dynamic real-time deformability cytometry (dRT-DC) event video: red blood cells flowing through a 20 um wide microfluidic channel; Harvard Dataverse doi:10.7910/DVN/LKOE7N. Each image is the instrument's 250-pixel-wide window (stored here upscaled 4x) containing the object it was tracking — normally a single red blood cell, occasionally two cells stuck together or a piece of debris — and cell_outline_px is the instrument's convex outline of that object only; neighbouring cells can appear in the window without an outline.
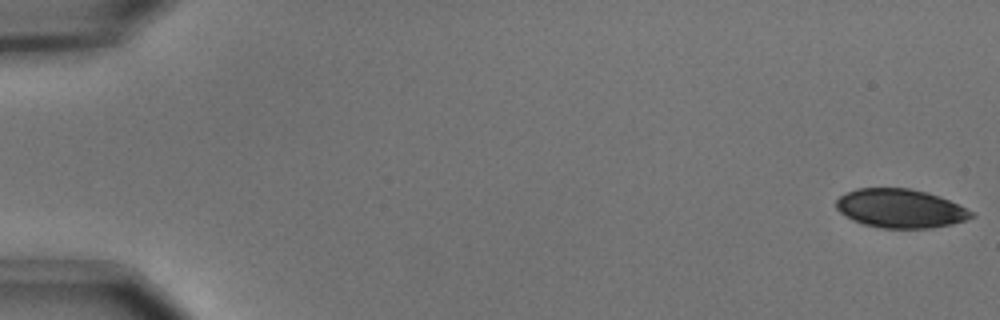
{"species": "common noctule bat (a hibernating species)", "species_latin": "Nyctalus noctula", "temperature_condition": "cold", "stored_images_in_passage": 55, "camera_frame_rate_fps": 3000, "um_per_image_px": 0.085, "animal": {"sex": "male", "body_mass_g": 15.6}, "frame": {"image": 1, "passage_image": 1, "time_ms": 0.0, "image_size_px": [1000, 320], "cell_outline_px": [[976, 216], [952, 224], [932, 228], [884, 228], [864, 224], [852, 220], [840, 212], [836, 208], [836, 200], [840, 196], [856, 188], [908, 188], [928, 192], [940, 196], [972, 212]], "centroid_in_image_um": [76.51, 17.71], "position_along_channel_um": 8.5, "area_um2": 30.4}}
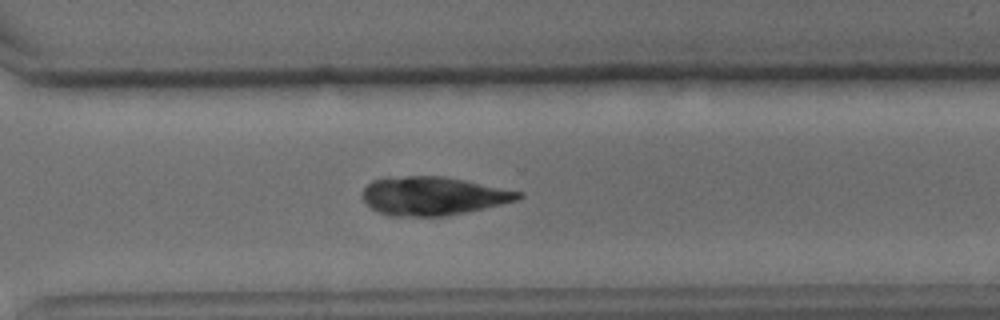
{"frame": {"image": 2, "passage_image": 40, "time_ms": 13.0, "image_size_px": [1000, 320], "cell_outline_px": [[524, 196], [516, 200], [500, 204], [464, 212], [444, 216], [388, 216], [376, 212], [364, 200], [364, 188], [372, 180], [404, 176], [444, 176], [524, 192]], "centroid_in_image_um": [36.81, 16.65], "position_along_channel_um": 333.8, "area_um2": 34.62}}
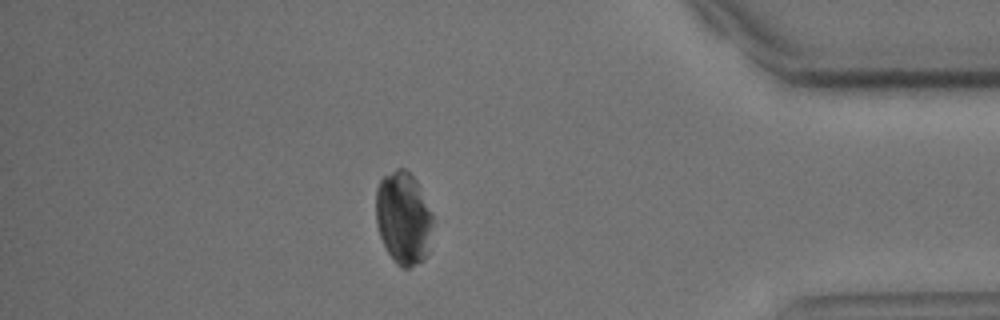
{"frame": {"image": 3, "passage_image": 48, "time_ms": 15.667, "image_size_px": [1000, 320], "cell_outline_px": [[432, 224], [428, 252], [416, 264], [408, 268], [400, 268], [396, 264], [388, 252], [380, 236], [376, 224], [376, 188], [380, 180], [384, 176], [396, 168], [404, 168], [416, 180], [432, 212]], "centroid_in_image_um": [34.27, 18.52], "position_along_channel_um": 400.9, "area_um2": 30.63}}